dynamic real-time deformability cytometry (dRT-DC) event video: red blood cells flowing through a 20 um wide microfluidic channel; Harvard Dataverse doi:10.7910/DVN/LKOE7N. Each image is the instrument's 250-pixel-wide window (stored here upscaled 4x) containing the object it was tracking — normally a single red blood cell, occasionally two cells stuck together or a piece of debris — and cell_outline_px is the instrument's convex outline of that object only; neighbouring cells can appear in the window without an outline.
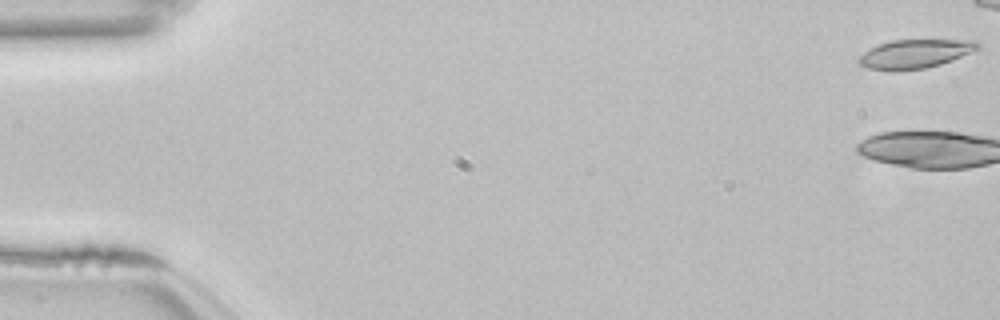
{"species": "common noctule bat (a hibernating species)", "species_latin": "Nyctalus noctula", "temperature_condition": "room temperature", "stored_images_in_passage": 45, "camera_frame_rate_fps": 3000, "um_per_image_px": 0.085, "animal": {"sex": "female", "body_mass_g": 22.7, "forearm_length_mm": 54.2}, "frame": {"image": 1, "passage_image": 1, "time_ms": 0.0, "image_size_px": [1000, 320], "cell_outline_px": [[980, 48], [940, 64], [924, 68], [896, 72], [892, 72], [868, 68], [860, 64], [856, 60], [864, 52], [880, 44], [892, 40], [976, 40], [980, 44]], "centroid_in_image_um": [77.74, 4.59], "position_along_channel_um": 7.3, "area_um2": 19.88}}